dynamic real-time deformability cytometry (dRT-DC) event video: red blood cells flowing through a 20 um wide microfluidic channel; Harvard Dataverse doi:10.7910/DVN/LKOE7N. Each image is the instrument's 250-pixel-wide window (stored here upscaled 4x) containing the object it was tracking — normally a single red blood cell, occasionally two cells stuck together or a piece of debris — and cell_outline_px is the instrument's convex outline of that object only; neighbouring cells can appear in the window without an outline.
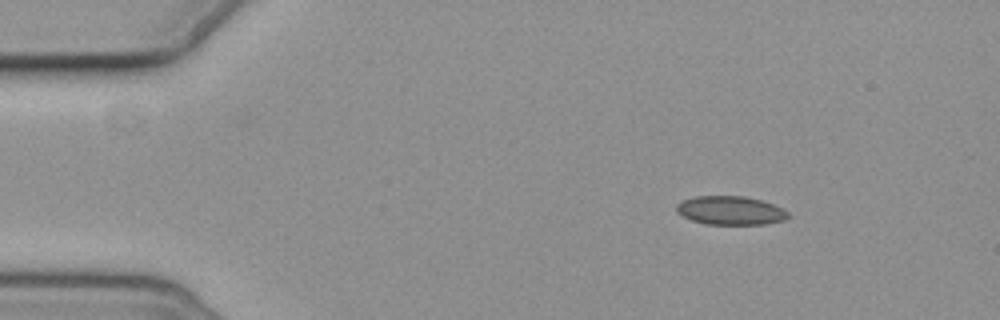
{"species": "common noctule bat (a hibernating species)", "species_latin": "Nyctalus noctula", "temperature_condition": "cold", "stored_images_in_passage": 8, "camera_frame_rate_fps": 3000, "um_per_image_px": 0.085, "animal": {"sex": "female", "body_mass_g": 19.3, "forearm_length_mm": 54.1}, "frame": {"image": 1, "passage_image": 1, "time_ms": 0.0, "image_size_px": [1000, 320], "cell_outline_px": [[788, 216], [784, 220], [764, 224], [704, 224], [692, 220], [676, 212], [676, 204], [684, 200], [696, 196], [744, 196], [760, 200], [784, 208], [788, 212]], "centroid_in_image_um": [62.08, 17.89], "position_along_channel_um": 22.9, "area_um2": 18.55}}
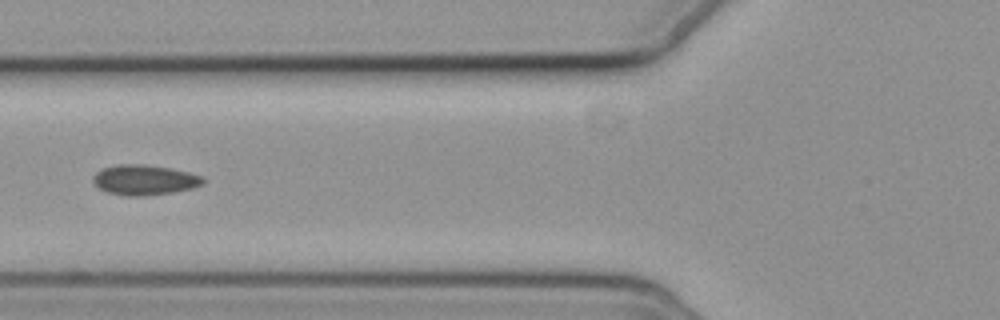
{"frame": {"image": 2, "passage_image": 5, "time_ms": 4.667, "image_size_px": [1000, 320], "cell_outline_px": [[204, 184], [192, 188], [172, 192], [144, 196], [124, 196], [108, 192], [100, 188], [92, 180], [92, 176], [96, 172], [104, 168], [116, 164], [144, 164], [172, 168], [204, 176]], "centroid_in_image_um": [12.29, 15.28], "position_along_channel_um": 113.5, "area_um2": 19.42}}
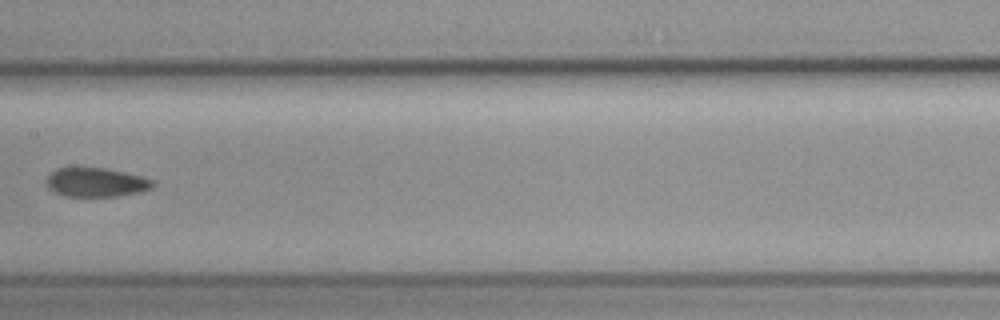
{"frame": {"image": 3, "passage_image": 7, "time_ms": 7.0, "image_size_px": [1000, 320], "cell_outline_px": [[156, 184], [152, 188], [140, 192], [116, 196], [64, 196], [48, 188], [48, 176], [56, 168], [104, 168], [124, 172], [140, 176], [152, 180]], "centroid_in_image_um": [8.19, 15.5], "position_along_channel_um": 199.2, "area_um2": 17.74}}